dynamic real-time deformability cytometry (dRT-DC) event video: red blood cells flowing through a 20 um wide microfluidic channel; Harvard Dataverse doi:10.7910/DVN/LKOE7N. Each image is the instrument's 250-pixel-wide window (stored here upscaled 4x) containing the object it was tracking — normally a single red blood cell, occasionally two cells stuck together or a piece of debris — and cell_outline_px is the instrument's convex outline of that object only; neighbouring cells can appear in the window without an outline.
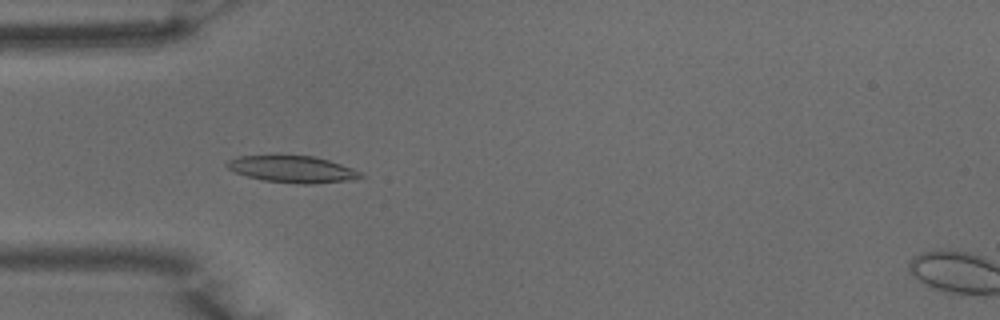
{"species": "common noctule bat (a hibernating species)", "species_latin": "Nyctalus noctula", "temperature_condition": "warm", "stored_images_in_passage": 41, "camera_frame_rate_fps": 3000, "um_per_image_px": 0.085, "animal": {"sex": "male", "body_mass_g": 15.6}, "frame": {"image": 1, "passage_image": 9, "time_ms": 2.667, "image_size_px": [1000, 320], "cell_outline_px": [[364, 176], [356, 180], [312, 184], [300, 184], [264, 180], [248, 176], [236, 172], [228, 168], [224, 164], [228, 160], [240, 156], [276, 152], [312, 156], [328, 160], [352, 168], [360, 172]], "centroid_in_image_um": [24.83, 14.34], "position_along_channel_um": 60.2, "area_um2": 21.68}}
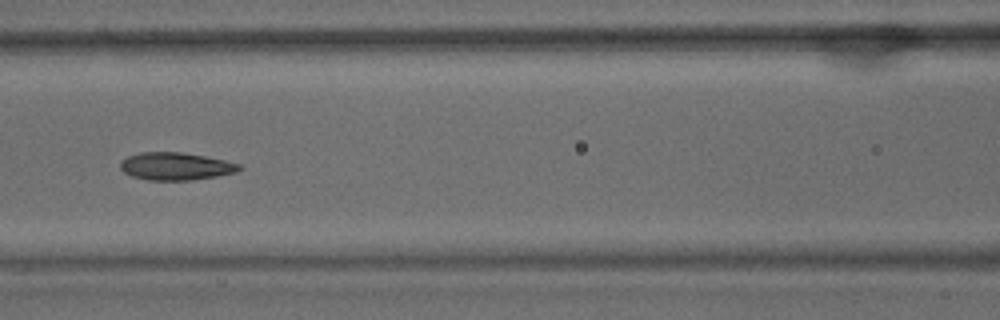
{"frame": {"image": 2, "passage_image": 16, "time_ms": 5.0, "image_size_px": [1000, 320], "cell_outline_px": [[244, 168], [236, 172], [216, 176], [192, 180], [148, 180], [132, 176], [124, 172], [120, 168], [120, 160], [128, 156], [140, 152], [180, 152], [204, 156], [224, 160], [240, 164]], "centroid_in_image_um": [14.93, 14.13], "position_along_channel_um": 151.7, "area_um2": 19.13}}
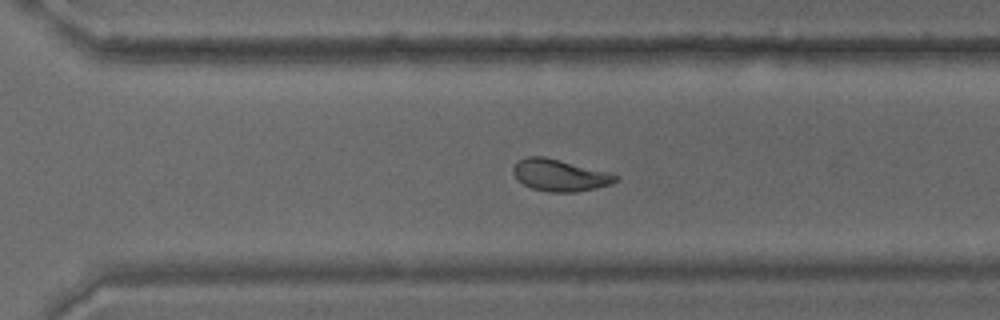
{"frame": {"image": 3, "passage_image": 29, "time_ms": 9.333, "image_size_px": [1000, 320], "cell_outline_px": [[620, 180], [596, 188], [576, 192], [548, 192], [532, 188], [516, 180], [512, 172], [512, 168], [516, 160], [528, 156], [544, 156], [612, 172], [620, 176]], "centroid_in_image_um": [47.58, 14.88], "position_along_channel_um": 323.0, "area_um2": 19.42}, "authors_computed_cell_mechanics": {"area_um2": 19.0162, "velocity_mm_per_s": 3.9652, "shape_relaxation_time_tau1_ms": 5.5311, "shape_relaxation_time_tau2_ms": 1.0524, "deformation_change_tau1": 0.1691, "deformation_change_tau2": 0.0667}}